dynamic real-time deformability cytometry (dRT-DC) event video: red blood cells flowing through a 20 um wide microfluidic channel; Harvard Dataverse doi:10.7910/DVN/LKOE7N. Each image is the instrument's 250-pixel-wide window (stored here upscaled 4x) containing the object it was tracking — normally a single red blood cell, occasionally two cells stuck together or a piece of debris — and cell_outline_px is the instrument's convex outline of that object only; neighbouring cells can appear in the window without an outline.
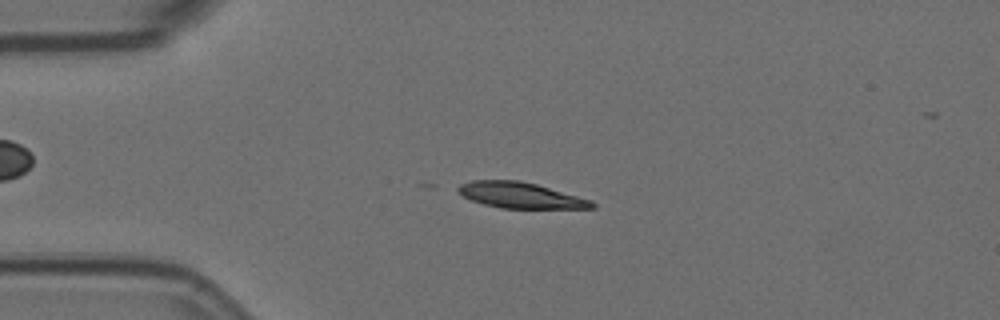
{"species": "Egyptian fruit bat (a non-hibernating species)", "species_latin": "Rousettus aegyptiacus", "temperature_condition": "room temperature", "stored_images_in_passage": 4, "camera_frame_rate_fps": 3000, "um_per_image_px": 0.085, "animal": {"sex": "female"}, "frame": {"image": 1, "passage_image": 3, "time_ms": 0.667, "image_size_px": [1000, 320], "cell_outline_px": [[596, 208], [500, 208], [484, 204], [472, 200], [456, 192], [456, 188], [460, 184], [472, 180], [520, 180], [536, 184], [592, 200], [596, 204]], "centroid_in_image_um": [44.22, 16.59], "position_along_channel_um": 40.8, "area_um2": 20.11}}